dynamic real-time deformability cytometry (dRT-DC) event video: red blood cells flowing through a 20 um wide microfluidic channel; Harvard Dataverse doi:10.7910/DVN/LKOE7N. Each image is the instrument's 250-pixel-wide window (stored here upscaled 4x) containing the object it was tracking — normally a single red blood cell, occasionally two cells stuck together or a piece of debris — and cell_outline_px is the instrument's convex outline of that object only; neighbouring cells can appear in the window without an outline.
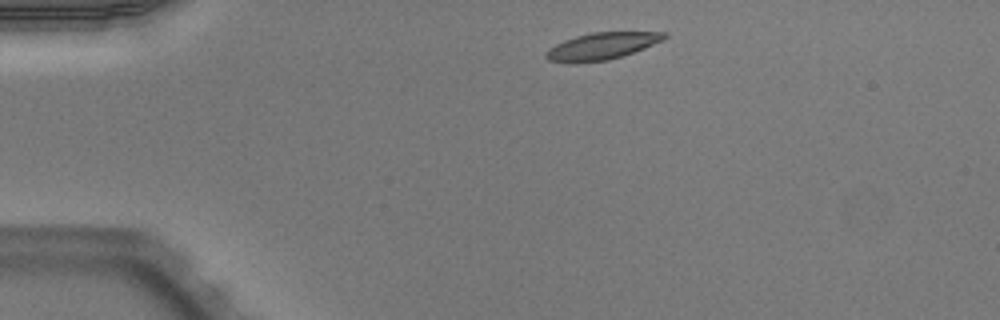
{"species": "Egyptian fruit bat (a non-hibernating species)", "species_latin": "Rousettus aegyptiacus", "temperature_condition": "warm", "stored_images_in_passage": 42, "camera_frame_rate_fps": 3000, "um_per_image_px": 0.085, "animal": {"sex": "male"}, "frame": {"image": 1, "passage_image": 1, "time_ms": 0.0, "image_size_px": [1000, 320], "cell_outline_px": [[668, 36], [664, 40], [644, 48], [608, 60], [548, 60], [544, 56], [544, 52], [548, 48], [564, 40], [576, 36], [592, 32], [668, 32]], "centroid_in_image_um": [51.22, 3.86], "position_along_channel_um": 33.8, "area_um2": 17.86}}
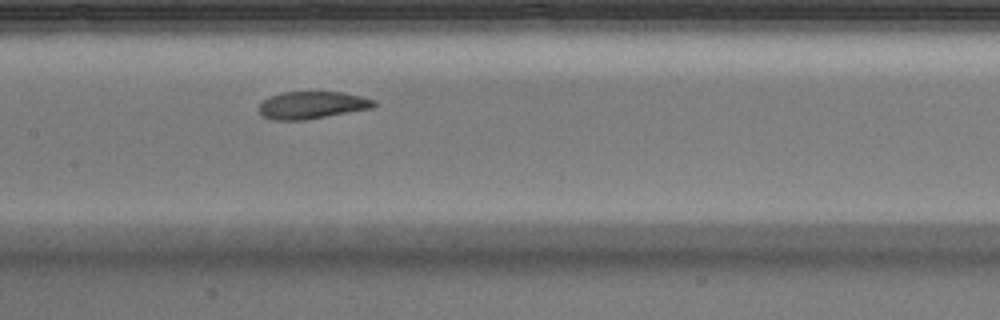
{"frame": {"image": 2, "passage_image": 16, "time_ms": 5.0, "image_size_px": [1000, 320], "cell_outline_px": [[376, 104], [372, 108], [304, 120], [272, 120], [264, 116], [256, 108], [268, 96], [280, 92], [344, 92], [376, 100]], "centroid_in_image_um": [26.49, 8.93], "position_along_channel_um": 180.9, "area_um2": 18.38}}
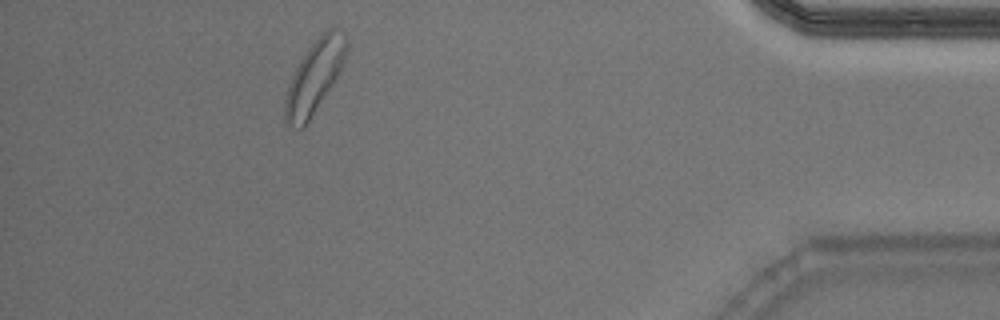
{"frame": {"image": 3, "passage_image": 37, "time_ms": 12.0, "image_size_px": [1000, 320], "cell_outline_px": [[348, 48], [344, 64], [340, 72], [304, 128], [300, 128], [288, 124], [284, 120], [284, 100], [288, 84], [300, 60], [308, 48], [332, 24], [340, 28], [348, 36]], "centroid_in_image_um": [26.77, 6.47], "position_along_channel_um": 408.4, "area_um2": 26.13}, "authors_computed_cell_mechanics": {"area_um2": 19.363, "velocity_mm_per_s": 3.9533, "shape_relaxation_time_tau1_ms": 5.6674, "shape_relaxation_time_tau2_ms": 6.0534, "deformation_change_tau1": 0.1725, "deformation_change_tau2": 0.1377}}